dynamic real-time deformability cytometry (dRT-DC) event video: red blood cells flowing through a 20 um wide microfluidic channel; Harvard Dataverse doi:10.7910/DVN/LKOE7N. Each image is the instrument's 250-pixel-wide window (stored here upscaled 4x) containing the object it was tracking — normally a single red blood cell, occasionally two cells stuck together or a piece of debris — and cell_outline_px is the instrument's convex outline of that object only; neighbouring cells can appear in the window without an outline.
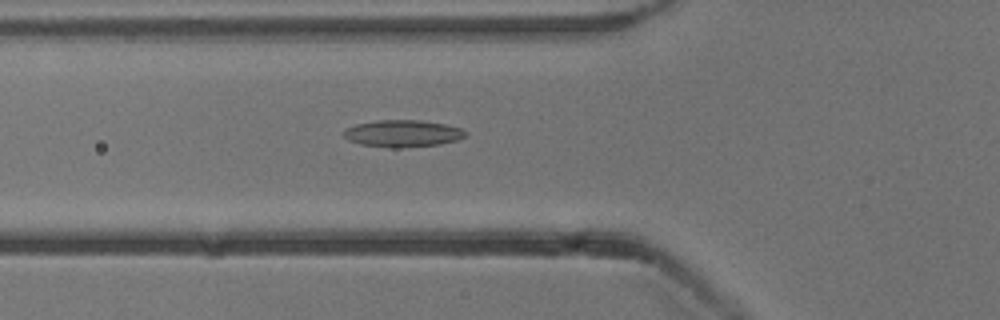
{"species": "common noctule bat (a hibernating species)", "species_latin": "Nyctalus noctula", "temperature_condition": "cold", "stored_images_in_passage": 25, "camera_frame_rate_fps": 3000, "um_per_image_px": 0.085, "animal": {"sex": "male", "body_mass_g": 13.3}, "frame": {"image": 1, "passage_image": 13, "time_ms": 4.0, "image_size_px": [1000, 320], "cell_outline_px": [[468, 132], [464, 136], [456, 140], [440, 144], [396, 148], [388, 148], [360, 144], [348, 140], [340, 132], [344, 128], [356, 124], [376, 120], [420, 120], [444, 124], [460, 128]], "centroid_in_image_um": [34.16, 11.34], "position_along_channel_um": 91.6, "area_um2": 19.25}}
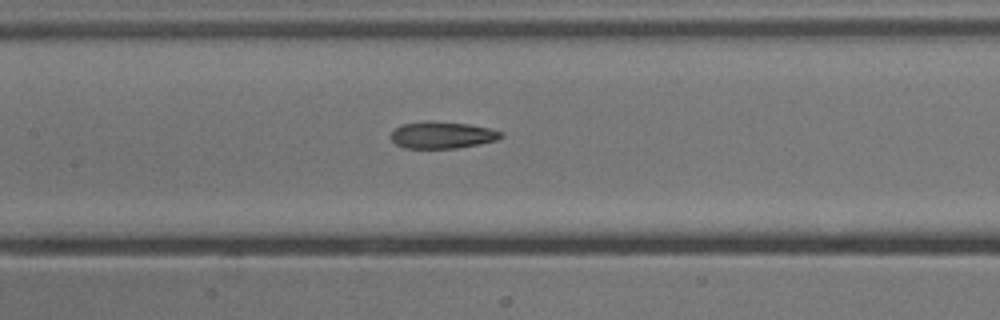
{"frame": {"image": 2, "passage_image": 19, "time_ms": 6.0, "image_size_px": [1000, 320], "cell_outline_px": [[504, 136], [496, 140], [480, 144], [456, 148], [404, 148], [396, 144], [388, 136], [400, 124], [424, 120], [432, 120], [468, 124], [488, 128], [504, 132]], "centroid_in_image_um": [37.56, 11.46], "position_along_channel_um": 169.8, "area_um2": 17.51}}
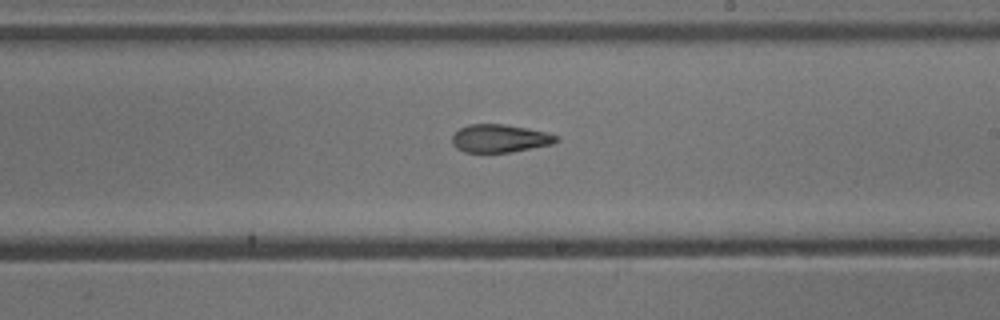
{"frame": {"image": 3, "passage_image": 25, "time_ms": 8.0, "image_size_px": [1000, 320], "cell_outline_px": [[560, 140], [552, 144], [512, 152], [464, 152], [456, 148], [452, 144], [452, 136], [460, 128], [468, 124], [504, 124], [548, 132], [560, 136]], "centroid_in_image_um": [42.51, 11.76], "position_along_channel_um": 246.5, "area_um2": 17.11}}